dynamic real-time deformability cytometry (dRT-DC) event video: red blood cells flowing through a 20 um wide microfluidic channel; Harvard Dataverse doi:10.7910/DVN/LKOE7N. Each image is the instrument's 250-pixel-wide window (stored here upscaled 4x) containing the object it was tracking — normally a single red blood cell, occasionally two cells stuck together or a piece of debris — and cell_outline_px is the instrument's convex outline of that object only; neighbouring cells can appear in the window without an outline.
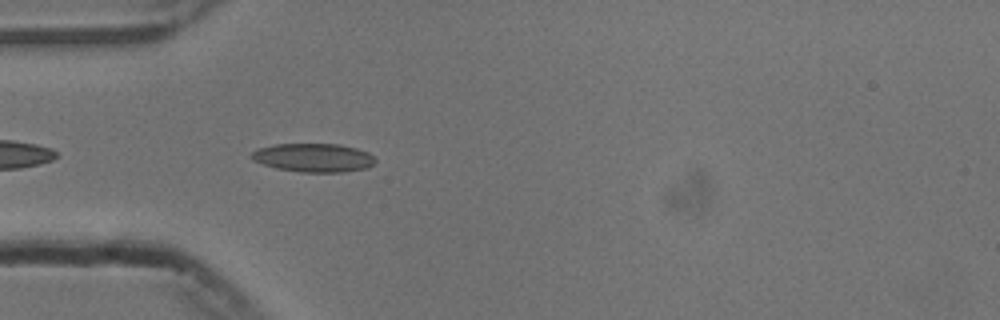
{"species": "common noctule bat (a hibernating species)", "species_latin": "Nyctalus noctula", "temperature_condition": "cold", "stored_images_in_passage": 41, "camera_frame_rate_fps": 3000, "um_per_image_px": 0.085, "animal": {"sex": "male", "body_mass_g": 13.3}, "frame": {"image": 1, "passage_image": 3, "time_ms": 0.667, "image_size_px": [1000, 320], "cell_outline_px": [[376, 160], [368, 168], [344, 172], [300, 172], [276, 168], [252, 160], [248, 156], [256, 148], [276, 144], [340, 144], [356, 148], [368, 152]], "centroid_in_image_um": [26.62, 13.4], "position_along_channel_um": 58.4, "area_um2": 20.75}}
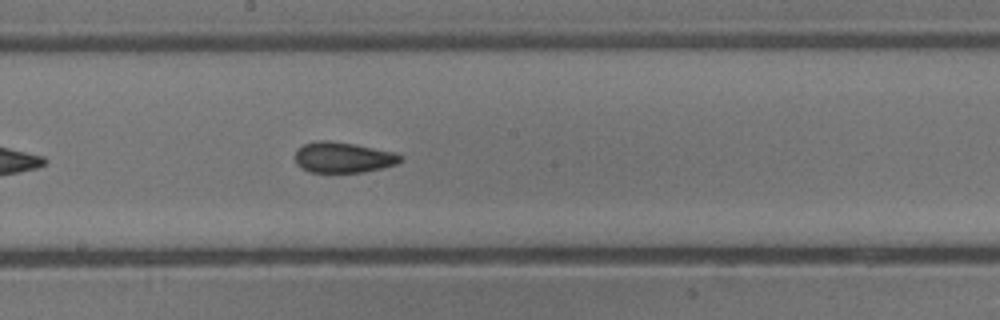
{"frame": {"image": 2, "passage_image": 16, "time_ms": 5.0, "image_size_px": [1000, 320], "cell_outline_px": [[404, 160], [396, 164], [364, 172], [308, 172], [300, 168], [296, 164], [296, 148], [304, 144], [316, 140], [328, 140], [356, 144], [396, 152], [404, 156]], "centroid_in_image_um": [29.17, 13.37], "position_along_channel_um": 219.0, "area_um2": 19.13}}
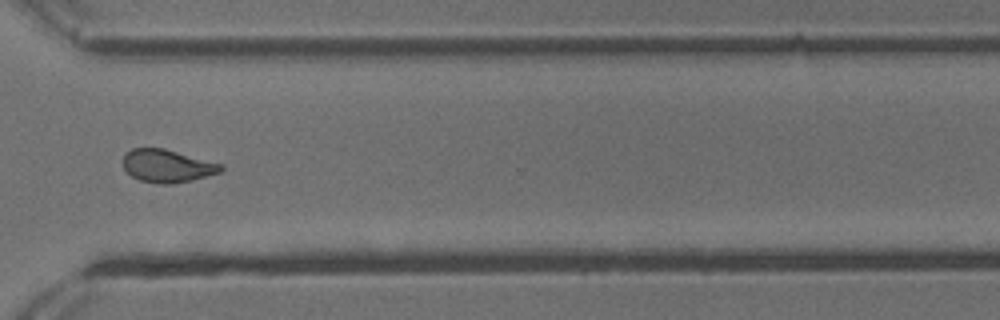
{"frame": {"image": 3, "passage_image": 27, "time_ms": 8.667, "image_size_px": [1000, 320], "cell_outline_px": [[224, 168], [220, 172], [192, 180], [172, 184], [160, 184], [140, 180], [132, 176], [124, 168], [124, 152], [132, 148], [164, 148], [224, 164]], "centroid_in_image_um": [14.23, 14.09], "position_along_channel_um": 356.4, "area_um2": 18.79}, "authors_computed_cell_mechanics": {"area_um2": 19.1318, "velocity_mm_per_s": 3.7576, "shape_relaxation_time_tau1_ms": null, "shape_relaxation_time_tau2_ms": 2.9842, "deformation_change_tau1": null, "deformation_change_tau2": 0.0862}}